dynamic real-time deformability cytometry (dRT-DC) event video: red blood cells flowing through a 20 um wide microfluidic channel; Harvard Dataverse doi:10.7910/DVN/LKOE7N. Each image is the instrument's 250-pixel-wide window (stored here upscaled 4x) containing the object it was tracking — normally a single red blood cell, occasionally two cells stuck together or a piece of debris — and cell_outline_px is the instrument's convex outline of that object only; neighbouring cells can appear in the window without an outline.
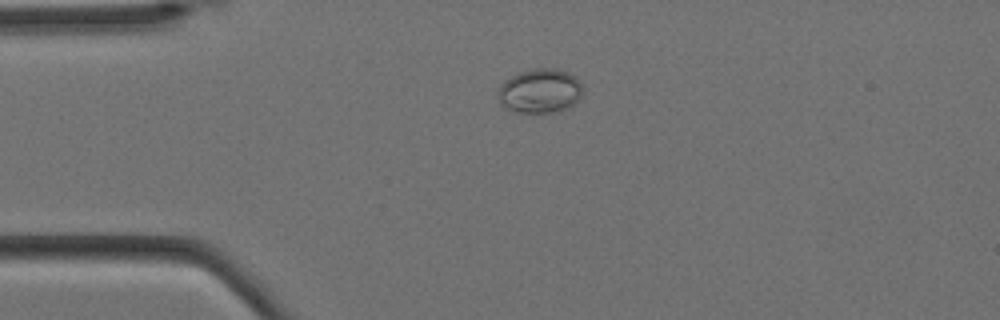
{"species": "Egyptian fruit bat (a non-hibernating species)", "species_latin": "Rousettus aegyptiacus", "temperature_condition": "cold", "stored_images_in_passage": 4, "camera_frame_rate_fps": 3000, "um_per_image_px": 0.085, "animal": {"sex": "female"}, "frame": {"image": 1, "passage_image": 4, "time_ms": 1.0, "image_size_px": [1000, 320], "cell_outline_px": [[580, 100], [568, 108], [560, 112], [516, 112], [504, 108], [500, 104], [496, 92], [500, 84], [504, 80], [520, 72], [536, 68], [556, 68], [568, 72], [580, 80]], "centroid_in_image_um": [45.86, 7.74], "position_along_channel_um": 39.1, "area_um2": 22.14}}